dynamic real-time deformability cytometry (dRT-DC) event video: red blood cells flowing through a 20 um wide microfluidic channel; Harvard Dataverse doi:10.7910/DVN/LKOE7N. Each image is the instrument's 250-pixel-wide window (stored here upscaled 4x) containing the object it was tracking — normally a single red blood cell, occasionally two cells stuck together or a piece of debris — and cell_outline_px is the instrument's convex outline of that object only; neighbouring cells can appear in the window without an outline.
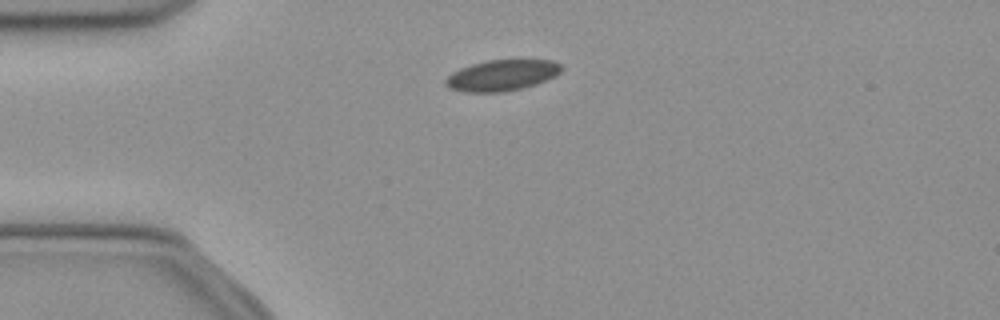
{"species": "common noctule bat (a hibernating species)", "species_latin": "Nyctalus noctula", "temperature_condition": "cold", "stored_images_in_passage": 40, "camera_frame_rate_fps": 3000, "um_per_image_px": 0.085, "animal": {"sex": "female", "body_mass_g": 21.9}, "frame": {"image": 1, "passage_image": 1, "time_ms": 0.0, "image_size_px": [1000, 320], "cell_outline_px": [[564, 68], [556, 76], [536, 84], [520, 88], [500, 92], [464, 92], [448, 88], [444, 84], [444, 80], [452, 72], [460, 68], [472, 64], [488, 60], [552, 60], [560, 64]], "centroid_in_image_um": [42.65, 6.4], "position_along_channel_um": 42.4, "area_um2": 20.92}}
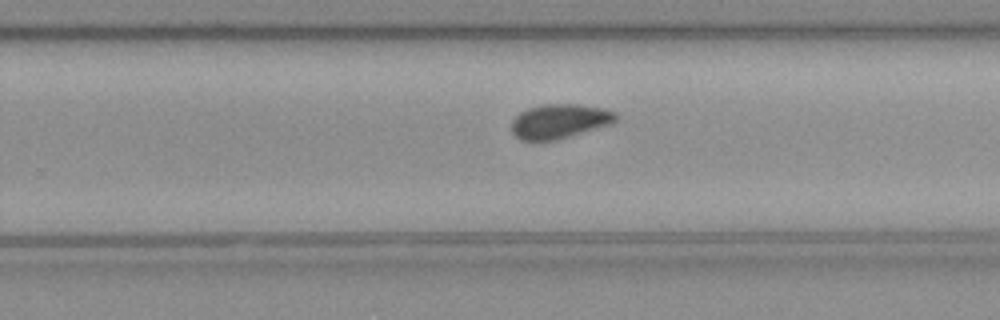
{"frame": {"image": 2, "passage_image": 21, "time_ms": 6.667, "image_size_px": [1000, 320], "cell_outline_px": [[620, 116], [616, 120], [608, 124], [556, 140], [520, 140], [512, 132], [512, 120], [520, 112], [528, 108], [544, 104], [580, 104], [604, 108], [616, 112]], "centroid_in_image_um": [47.56, 10.28], "position_along_channel_um": 282.2, "area_um2": 20.75}}
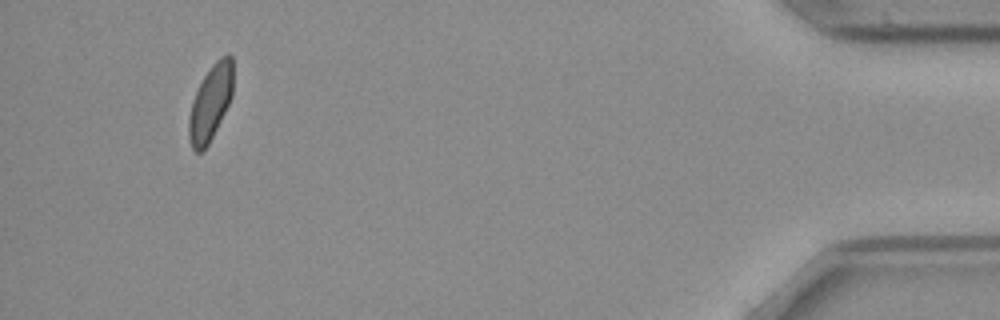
{"frame": {"image": 3, "passage_image": 37, "time_ms": 12.0, "image_size_px": [1000, 320], "cell_outline_px": [[232, 96], [208, 144], [200, 152], [196, 152], [192, 148], [188, 136], [188, 120], [192, 100], [204, 76], [212, 64], [220, 56], [228, 52], [232, 56]], "centroid_in_image_um": [17.88, 8.7], "position_along_channel_um": 417.3, "area_um2": 19.19}}